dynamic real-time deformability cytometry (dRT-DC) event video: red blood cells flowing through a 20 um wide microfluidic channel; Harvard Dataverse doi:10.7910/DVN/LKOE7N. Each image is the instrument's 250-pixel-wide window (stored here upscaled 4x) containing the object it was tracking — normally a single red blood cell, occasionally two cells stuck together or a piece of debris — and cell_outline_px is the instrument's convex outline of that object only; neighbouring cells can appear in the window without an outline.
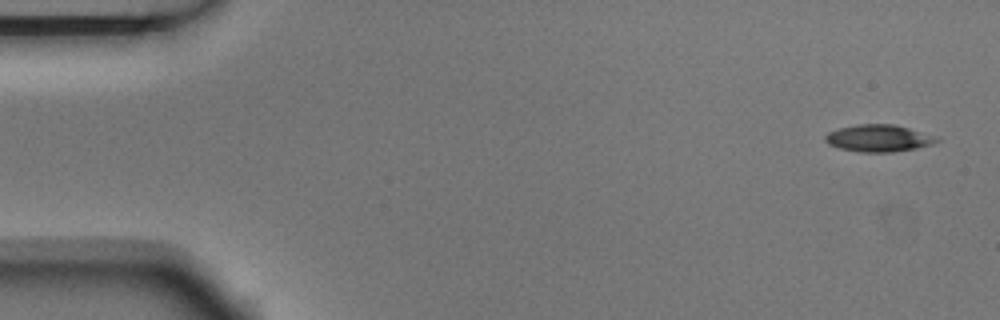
{"species": "Egyptian fruit bat (a non-hibernating species)", "species_latin": "Rousettus aegyptiacus", "temperature_condition": "room temperature", "stored_images_in_passage": 6, "camera_frame_rate_fps": 3000, "um_per_image_px": 0.085, "animal": {"sex": "male"}, "frame": {"image": 1, "passage_image": 1, "time_ms": 0.0, "image_size_px": [1000, 320], "cell_outline_px": [[940, 140], [932, 144], [916, 148], [892, 152], [860, 152], [840, 148], [828, 144], [824, 140], [824, 136], [828, 132], [840, 128], [856, 124], [896, 124], [940, 136]], "centroid_in_image_um": [74.73, 11.74], "position_along_channel_um": 10.3, "area_um2": 17.8}}
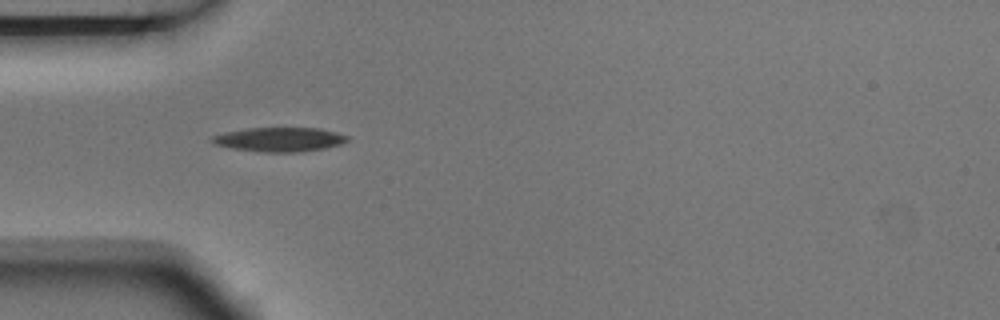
{"frame": {"image": 2, "passage_image": 5, "time_ms": 1.333, "image_size_px": [1000, 320], "cell_outline_px": [[348, 140], [340, 144], [324, 148], [296, 152], [264, 152], [232, 148], [212, 144], [208, 140], [212, 136], [224, 132], [248, 128], [320, 128], [336, 132], [348, 136]], "centroid_in_image_um": [23.7, 11.85], "position_along_channel_um": 61.3, "area_um2": 19.07}}
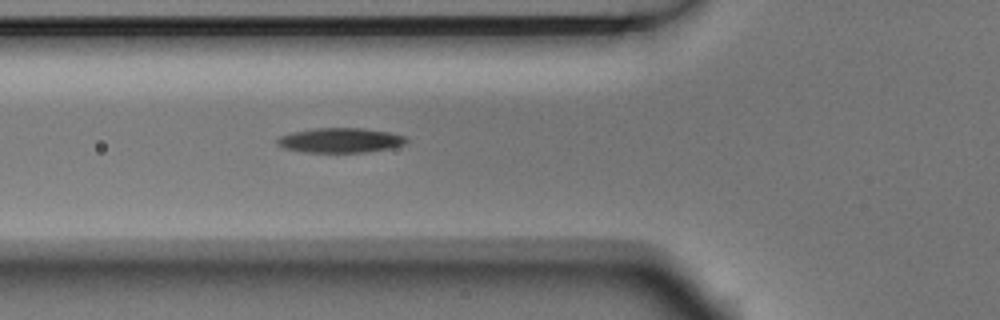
{"frame": {"image": 3, "passage_image": 6, "time_ms": 1.667, "image_size_px": [1000, 320], "cell_outline_px": [[408, 140], [404, 144], [392, 148], [364, 152], [304, 152], [284, 148], [276, 144], [276, 140], [280, 136], [292, 132], [316, 128], [364, 128], [388, 132], [408, 136]], "centroid_in_image_um": [28.94, 11.92], "position_along_channel_um": 96.9, "area_um2": 18.67}}